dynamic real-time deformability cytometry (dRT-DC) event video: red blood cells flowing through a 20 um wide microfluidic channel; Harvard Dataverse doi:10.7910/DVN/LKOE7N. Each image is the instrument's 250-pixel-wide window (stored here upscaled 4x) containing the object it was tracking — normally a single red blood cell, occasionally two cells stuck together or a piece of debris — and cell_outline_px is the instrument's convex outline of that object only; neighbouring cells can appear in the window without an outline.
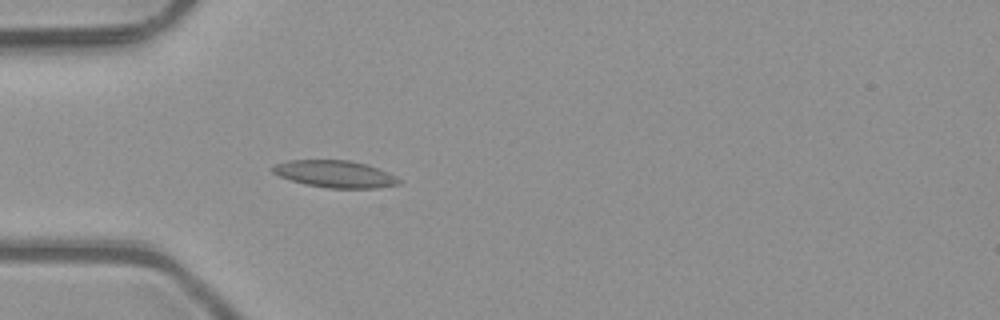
{"species": "common noctule bat (a hibernating species)", "species_latin": "Nyctalus noctula", "temperature_condition": "room temperature", "stored_images_in_passage": 31, "camera_frame_rate_fps": 3000, "um_per_image_px": 0.085, "animal": {"sex": "male", "body_mass_g": 23.1, "forearm_length_mm": 52.7}, "frame": {"image": 1, "passage_image": 7, "time_ms": 2.0, "image_size_px": [1000, 320], "cell_outline_px": [[400, 184], [380, 188], [328, 188], [304, 184], [280, 176], [272, 172], [272, 168], [276, 164], [288, 160], [348, 160], [368, 164], [388, 172], [396, 176], [400, 180]], "centroid_in_image_um": [28.51, 14.79], "position_along_channel_um": 56.5, "area_um2": 19.94}}
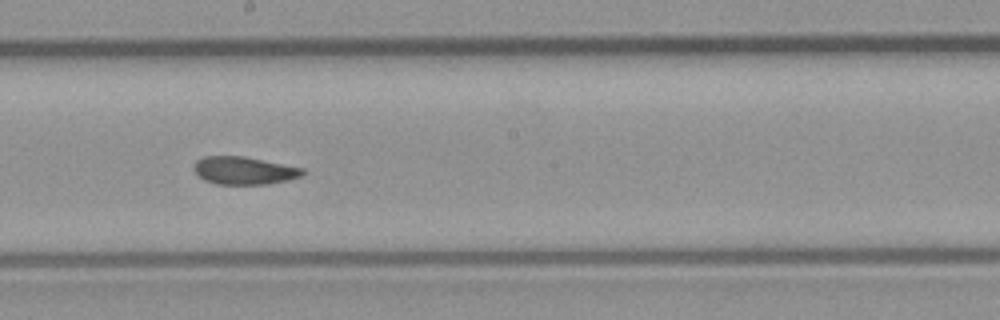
{"frame": {"image": 2, "passage_image": 20, "time_ms": 6.333, "image_size_px": [1000, 320], "cell_outline_px": [[304, 172], [300, 176], [288, 180], [268, 184], [216, 184], [204, 180], [192, 168], [196, 160], [204, 156], [244, 156], [304, 168]], "centroid_in_image_um": [20.72, 14.49], "position_along_channel_um": 227.5, "area_um2": 17.57}}
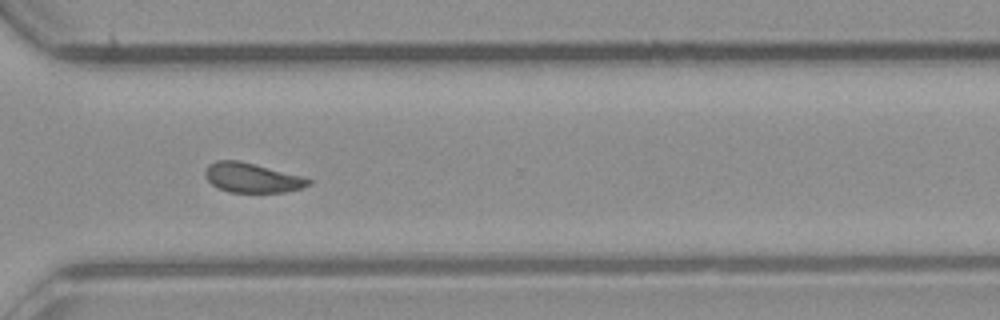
{"frame": {"image": 3, "passage_image": 29, "time_ms": 9.333, "image_size_px": [1000, 320], "cell_outline_px": [[312, 184], [304, 188], [284, 192], [228, 192], [212, 184], [204, 176], [204, 172], [208, 164], [216, 160], [240, 160], [304, 176], [312, 180]], "centroid_in_image_um": [21.46, 15.1], "position_along_channel_um": 349.1, "area_um2": 18.09}, "authors_computed_cell_mechanics": {"area_um2": 18.207, "velocity_mm_per_s": 4.0679, "shape_relaxation_time_tau1_ms": null, "shape_relaxation_time_tau2_ms": 2.1193, "deformation_change_tau1": null, "deformation_change_tau2": 0.0562}}